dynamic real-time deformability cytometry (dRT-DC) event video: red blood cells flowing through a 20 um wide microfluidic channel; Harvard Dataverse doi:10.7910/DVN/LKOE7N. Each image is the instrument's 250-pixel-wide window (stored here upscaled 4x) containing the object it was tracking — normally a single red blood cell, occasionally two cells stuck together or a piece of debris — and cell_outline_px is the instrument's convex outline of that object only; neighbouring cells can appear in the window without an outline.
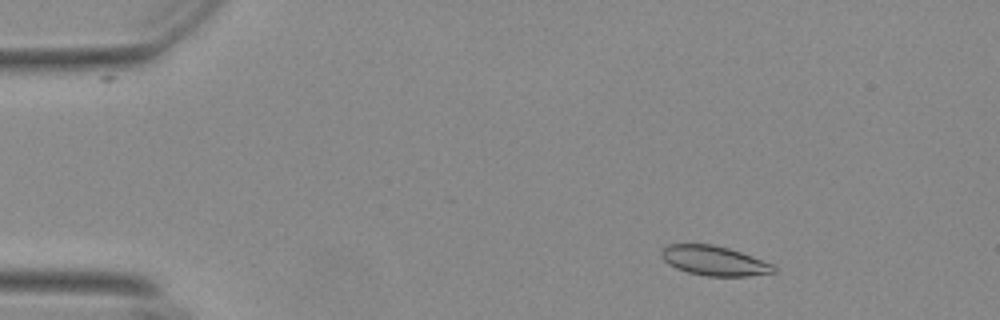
{"species": "Egyptian fruit bat (a non-hibernating species)", "species_latin": "Rousettus aegyptiacus", "temperature_condition": "warm", "stored_images_in_passage": 42, "camera_frame_rate_fps": 3000, "um_per_image_px": 0.085, "animal": {"sex": "female"}, "frame": {"image": 1, "passage_image": 7, "time_ms": 2.0, "image_size_px": [1000, 320], "cell_outline_px": [[776, 272], [748, 276], [704, 276], [688, 272], [676, 268], [668, 264], [660, 256], [660, 252], [668, 244], [712, 244], [728, 248], [740, 252], [772, 264], [776, 268]], "centroid_in_image_um": [60.67, 22.16], "position_along_channel_um": 24.3, "area_um2": 19.31}}
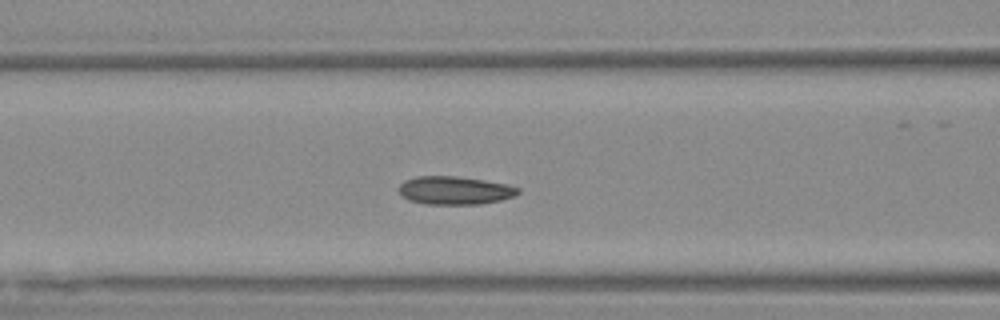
{"frame": {"image": 2, "passage_image": 22, "time_ms": 7.0, "image_size_px": [1000, 320], "cell_outline_px": [[520, 192], [516, 196], [500, 200], [480, 204], [424, 204], [408, 200], [400, 196], [400, 184], [404, 180], [416, 176], [456, 176], [484, 180], [508, 184], [520, 188]], "centroid_in_image_um": [38.66, 16.18], "position_along_channel_um": 127.9, "area_um2": 19.77}}
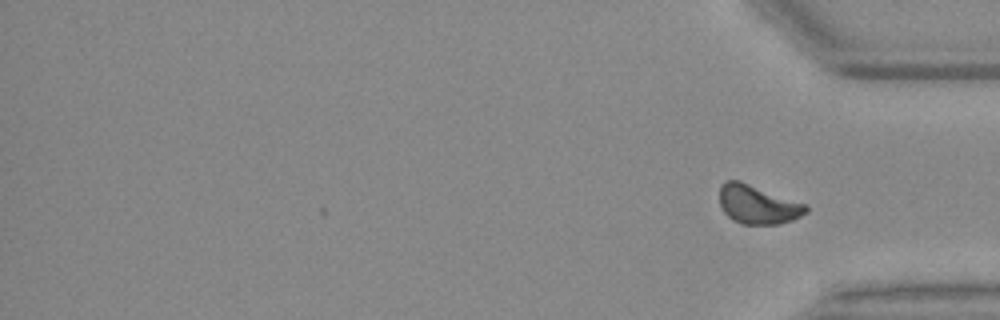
{"frame": {"image": 3, "passage_image": 42, "time_ms": 13.667, "image_size_px": [1000, 320], "cell_outline_px": [[808, 212], [792, 220], [780, 224], [740, 224], [732, 220], [724, 212], [720, 204], [720, 184], [724, 180], [740, 180], [808, 204]], "centroid_in_image_um": [64.42, 17.37], "position_along_channel_um": 370.8, "area_um2": 19.88}, "authors_computed_cell_mechanics": {"area_um2": 19.4208, "velocity_mm_per_s": 3.6689, "shape_relaxation_time_tau1_ms": 5.3171, "shape_relaxation_time_tau2_ms": 1.9661, "deformation_change_tau1": 0.103, "deformation_change_tau2": 0.0648}}